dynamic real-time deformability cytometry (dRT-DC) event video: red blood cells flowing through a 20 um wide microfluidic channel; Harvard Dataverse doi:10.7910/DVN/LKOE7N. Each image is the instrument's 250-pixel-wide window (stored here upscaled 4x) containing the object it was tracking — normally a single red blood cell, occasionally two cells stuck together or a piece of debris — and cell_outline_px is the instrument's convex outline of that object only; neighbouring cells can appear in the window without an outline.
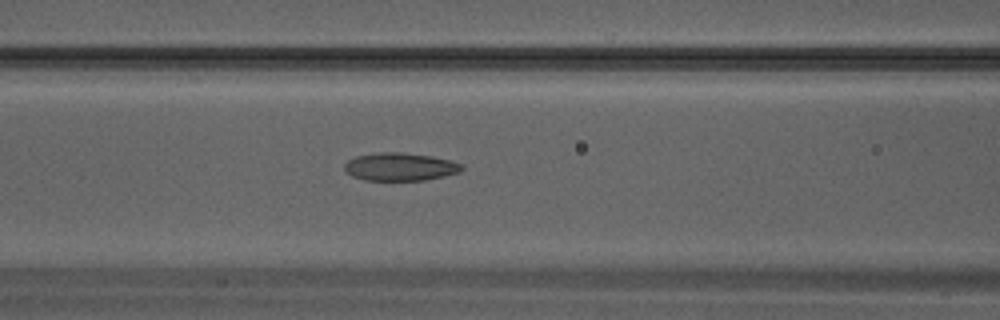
{"species": "Egyptian fruit bat (a non-hibernating species)", "species_latin": "Rousettus aegyptiacus", "temperature_condition": "warm", "stored_images_in_passage": 25, "camera_frame_rate_fps": 3000, "um_per_image_px": 0.085, "animal": {"sex": "male"}, "frame": {"image": 1, "passage_image": 8, "time_ms": 2.333, "image_size_px": [1000, 320], "cell_outline_px": [[464, 168], [460, 172], [444, 176], [424, 180], [364, 180], [352, 176], [344, 168], [344, 164], [348, 160], [356, 156], [380, 152], [400, 152], [432, 156], [448, 160], [460, 164]], "centroid_in_image_um": [33.99, 14.17], "position_along_channel_um": 132.6, "area_um2": 18.96}}
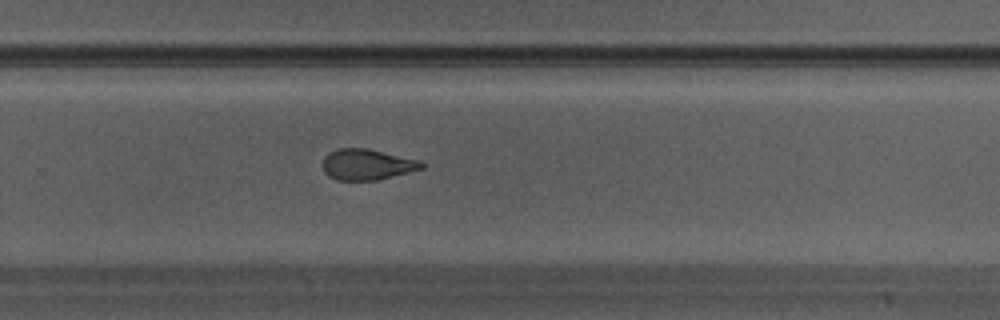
{"frame": {"image": 2, "passage_image": 16, "time_ms": 5.0, "image_size_px": [1000, 320], "cell_outline_px": [[424, 168], [376, 180], [336, 180], [328, 176], [324, 172], [324, 156], [328, 152], [336, 148], [368, 148], [420, 160], [424, 164]], "centroid_in_image_um": [31.18, 13.97], "position_along_channel_um": 298.6, "area_um2": 17.8}}
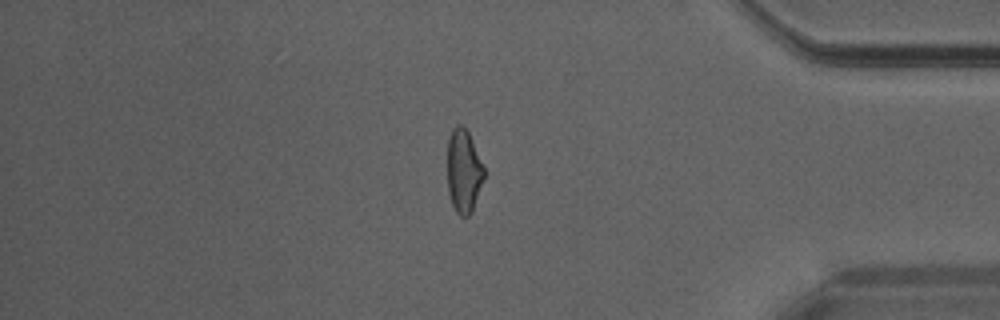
{"frame": {"image": 3, "passage_image": 22, "time_ms": 7.0, "image_size_px": [1000, 320], "cell_outline_px": [[484, 176], [472, 212], [468, 216], [460, 216], [456, 212], [452, 204], [448, 192], [448, 140], [452, 128], [456, 124], [460, 124], [468, 132], [484, 168]], "centroid_in_image_um": [39.39, 14.55], "position_along_channel_um": 395.8, "area_um2": 17.57}}